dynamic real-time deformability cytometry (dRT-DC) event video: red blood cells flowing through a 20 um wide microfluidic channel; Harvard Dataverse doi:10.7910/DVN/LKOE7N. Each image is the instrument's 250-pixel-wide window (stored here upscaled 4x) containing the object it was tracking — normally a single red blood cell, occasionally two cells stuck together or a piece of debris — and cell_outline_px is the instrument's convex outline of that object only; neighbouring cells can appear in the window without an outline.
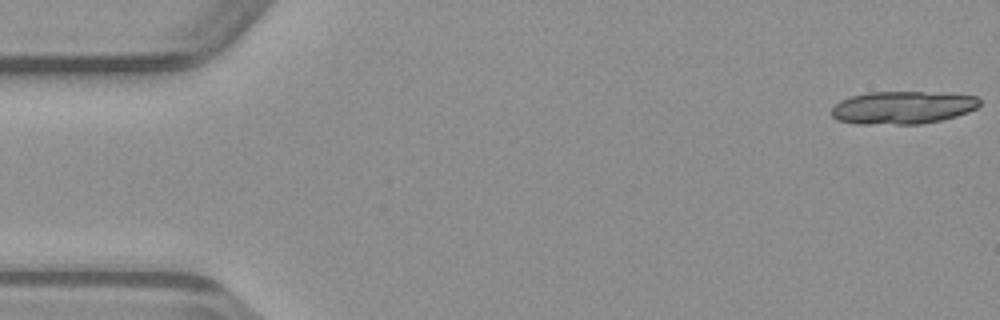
{"species": "common noctule bat (a hibernating species)", "species_latin": "Nyctalus noctula", "temperature_condition": "warm", "stored_images_in_passage": 16, "camera_frame_rate_fps": 3000, "um_per_image_px": 0.085, "animal": {"sex": "male", "body_mass_g": 23.1, "forearm_length_mm": 52.7}, "frame": {"image": 1, "passage_image": 1, "time_ms": 0.0, "image_size_px": [1000, 320], "cell_outline_px": [[980, 104], [976, 108], [968, 112], [956, 116], [940, 120], [920, 124], [856, 124], [836, 120], [832, 116], [832, 108], [840, 100], [852, 96], [868, 92], [924, 92], [976, 96], [980, 100]], "centroid_in_image_um": [76.69, 9.15], "position_along_channel_um": 8.3, "area_um2": 28.21}}